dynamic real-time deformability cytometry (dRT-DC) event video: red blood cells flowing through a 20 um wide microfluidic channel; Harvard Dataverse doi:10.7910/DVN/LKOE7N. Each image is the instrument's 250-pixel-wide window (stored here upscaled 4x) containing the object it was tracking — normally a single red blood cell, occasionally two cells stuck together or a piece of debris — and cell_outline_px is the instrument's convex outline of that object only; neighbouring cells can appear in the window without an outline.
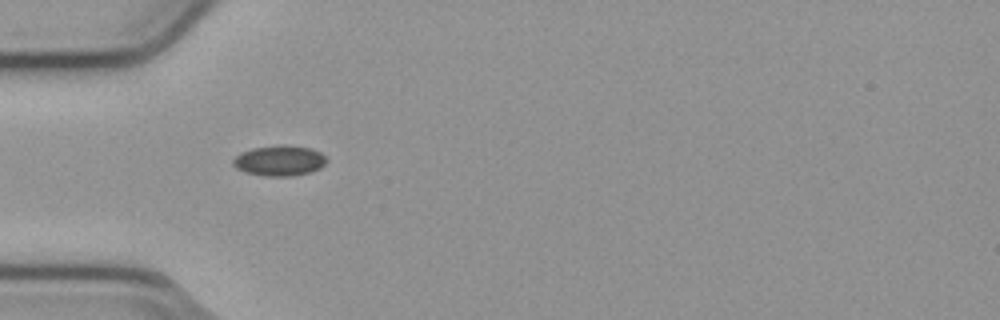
{"species": "common noctule bat (a hibernating species)", "species_latin": "Nyctalus noctula", "temperature_condition": "cold", "stored_images_in_passage": 51, "camera_frame_rate_fps": 3000, "um_per_image_px": 0.085, "animal": {"sex": "male", "body_mass_g": 23.1, "forearm_length_mm": 52.7}, "frame": {"image": 1, "passage_image": 14, "time_ms": 4.333, "image_size_px": [1000, 320], "cell_outline_px": [[328, 160], [320, 168], [308, 172], [292, 176], [264, 176], [244, 172], [236, 168], [232, 164], [232, 160], [240, 152], [252, 148], [312, 148], [320, 152]], "centroid_in_image_um": [23.71, 13.71], "position_along_channel_um": 61.3, "area_um2": 15.84}}
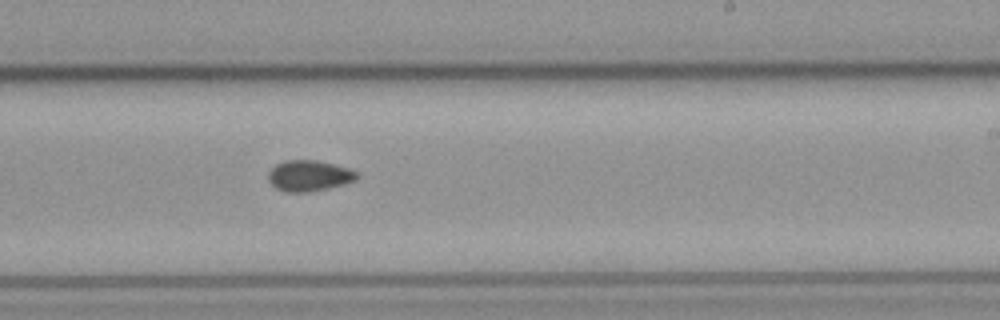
{"frame": {"image": 2, "passage_image": 30, "time_ms": 9.667, "image_size_px": [1000, 320], "cell_outline_px": [[360, 176], [356, 180], [344, 184], [328, 188], [308, 192], [284, 192], [276, 188], [268, 180], [268, 172], [276, 164], [284, 160], [316, 160], [348, 168], [356, 172]], "centroid_in_image_um": [26.26, 14.94], "position_along_channel_um": 262.7, "area_um2": 15.95}}
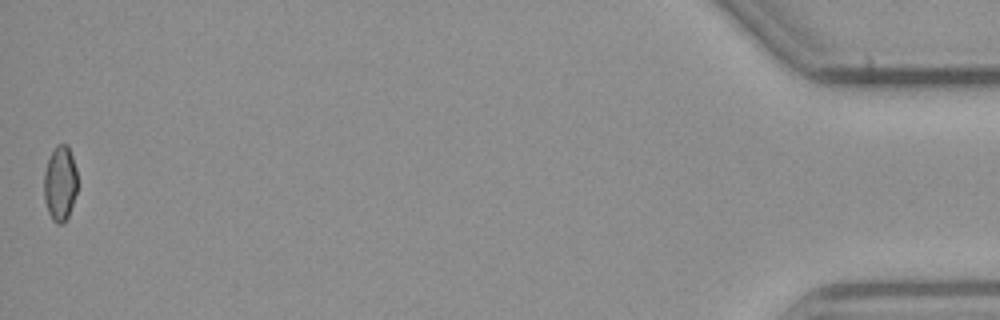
{"frame": {"image": 3, "passage_image": 51, "time_ms": 16.667, "image_size_px": [1000, 320], "cell_outline_px": [[76, 192], [68, 216], [60, 224], [56, 224], [52, 220], [48, 212], [44, 200], [44, 172], [48, 160], [56, 144], [68, 144], [76, 168]], "centroid_in_image_um": [5.09, 15.57], "position_along_channel_um": 430.1, "area_um2": 14.51}}